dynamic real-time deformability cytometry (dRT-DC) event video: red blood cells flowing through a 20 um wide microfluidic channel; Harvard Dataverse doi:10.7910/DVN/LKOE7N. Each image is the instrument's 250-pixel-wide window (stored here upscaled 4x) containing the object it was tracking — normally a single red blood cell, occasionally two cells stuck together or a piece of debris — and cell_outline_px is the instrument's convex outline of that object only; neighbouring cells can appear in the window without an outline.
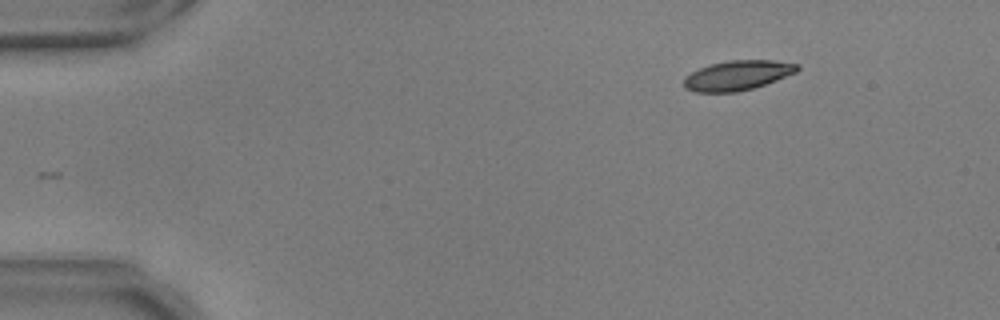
{"species": "common noctule bat (a hibernating species)", "species_latin": "Nyctalus noctula", "temperature_condition": "warm", "stored_images_in_passage": 48, "camera_frame_rate_fps": 3000, "um_per_image_px": 0.085, "animal": {"sex": "male", "body_mass_g": 17.9, "forearm_length_mm": 54.2}, "frame": {"image": 1, "passage_image": 1, "time_ms": 0.0, "image_size_px": [1000, 320], "cell_outline_px": [[800, 68], [796, 72], [776, 80], [752, 88], [736, 92], [696, 92], [684, 88], [684, 76], [700, 68], [712, 64], [728, 60], [772, 60], [800, 64]], "centroid_in_image_um": [62.68, 6.4], "position_along_channel_um": 22.3, "area_um2": 19.54}}
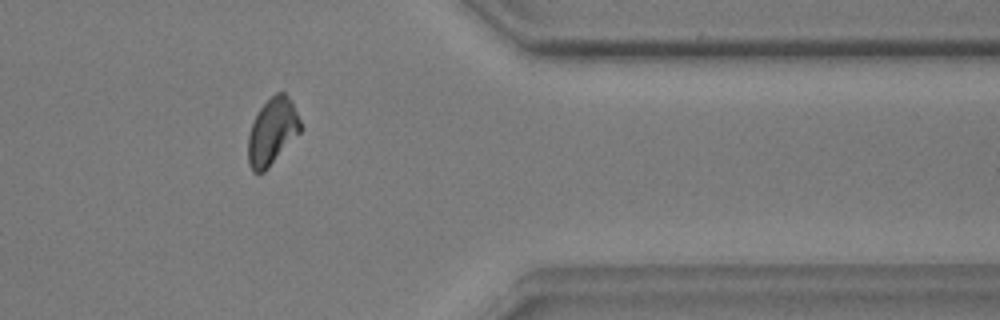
{"frame": {"image": 2, "passage_image": 39, "time_ms": 12.667, "image_size_px": [1000, 320], "cell_outline_px": [[304, 128], [268, 168], [264, 172], [252, 172], [248, 164], [248, 136], [252, 124], [260, 108], [276, 92], [284, 92], [288, 96]], "centroid_in_image_um": [23.14, 11.2], "position_along_channel_um": 388.3, "area_um2": 20.17}}
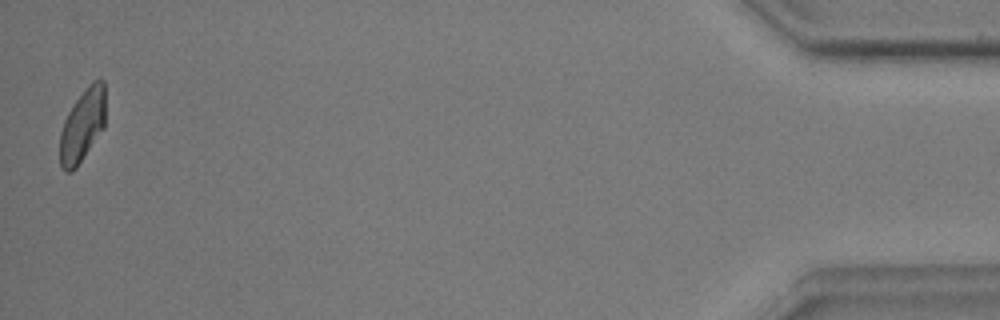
{"frame": {"image": 3, "passage_image": 48, "time_ms": 15.667, "image_size_px": [1000, 320], "cell_outline_px": [[104, 128], [76, 168], [72, 172], [64, 172], [60, 168], [60, 132], [64, 120], [68, 112], [76, 100], [88, 84], [92, 80], [104, 80]], "centroid_in_image_um": [6.99, 10.69], "position_along_channel_um": 428.2, "area_um2": 19.31}, "authors_computed_cell_mechanics": {"area_um2": 20.3456, "velocity_mm_per_s": 3.6932, "shape_relaxation_time_tau1_ms": 4.9534, "shape_relaxation_time_tau2_ms": 1.7156, "deformation_change_tau1": 0.1756, "deformation_change_tau2": 0.0747}}